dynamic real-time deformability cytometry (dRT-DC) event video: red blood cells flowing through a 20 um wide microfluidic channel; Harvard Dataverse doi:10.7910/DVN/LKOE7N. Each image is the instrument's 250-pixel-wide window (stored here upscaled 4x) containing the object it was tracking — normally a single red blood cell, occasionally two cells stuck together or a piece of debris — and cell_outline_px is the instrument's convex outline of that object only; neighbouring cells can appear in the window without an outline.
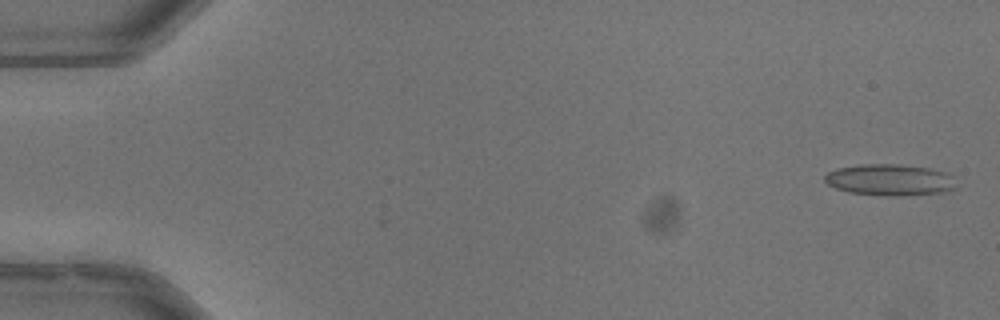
{"species": "common noctule bat (a hibernating species)", "species_latin": "Nyctalus noctula", "temperature_condition": "warm", "stored_images_in_passage": 14, "camera_frame_rate_fps": 3000, "um_per_image_px": 0.085, "animal": {"sex": "male", "body_mass_g": 13.3}, "frame": {"image": 1, "passage_image": 2, "time_ms": 0.333, "image_size_px": [1000, 320], "cell_outline_px": [[956, 188], [940, 192], [896, 196], [848, 192], [836, 188], [828, 184], [824, 180], [824, 176], [828, 172], [836, 168], [864, 164], [896, 164], [928, 168], [944, 172], [952, 176]], "centroid_in_image_um": [75.59, 15.28], "position_along_channel_um": 9.4, "area_um2": 23.7}}